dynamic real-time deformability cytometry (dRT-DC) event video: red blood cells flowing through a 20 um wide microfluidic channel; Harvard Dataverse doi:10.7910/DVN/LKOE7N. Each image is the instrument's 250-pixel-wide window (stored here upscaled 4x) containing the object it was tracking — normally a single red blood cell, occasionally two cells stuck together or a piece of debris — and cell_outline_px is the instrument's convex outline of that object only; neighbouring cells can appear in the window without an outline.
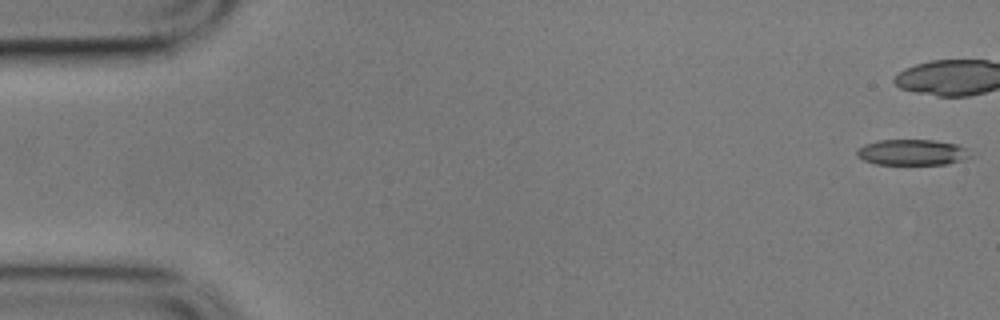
{"species": "common noctule bat (a hibernating species)", "species_latin": "Nyctalus noctula", "temperature_condition": "cold", "stored_images_in_passage": 15, "camera_frame_rate_fps": 3000, "um_per_image_px": 0.085, "animal": {"sex": "male", "body_mass_g": 17.9}, "frame": {"image": 1, "passage_image": 1, "time_ms": 0.0, "image_size_px": [1000, 320], "cell_outline_px": [[976, 156], [944, 164], [876, 164], [864, 160], [856, 152], [856, 148], [864, 144], [880, 140], [936, 140], [956, 144], [968, 148]], "centroid_in_image_um": [77.59, 12.94], "position_along_channel_um": 7.4, "area_um2": 17.17}}